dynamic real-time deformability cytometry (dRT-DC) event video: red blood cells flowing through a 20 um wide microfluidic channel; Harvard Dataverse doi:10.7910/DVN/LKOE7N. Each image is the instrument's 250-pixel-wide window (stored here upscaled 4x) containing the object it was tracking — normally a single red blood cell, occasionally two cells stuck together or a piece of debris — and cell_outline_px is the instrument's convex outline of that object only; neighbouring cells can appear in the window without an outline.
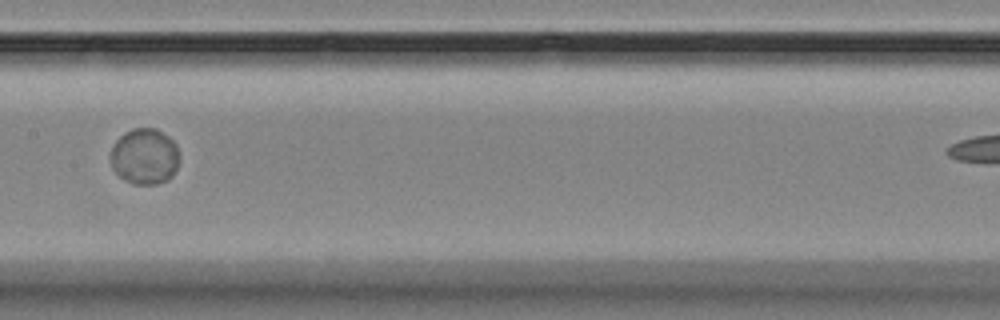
{"species": "Egyptian fruit bat (a non-hibernating species)", "species_latin": "Rousettus aegyptiacus", "temperature_condition": "room temperature", "stored_images_in_passage": 10, "camera_frame_rate_fps": 3000, "um_per_image_px": 0.085, "animal": {"sex": "female"}, "frame": {"image": 1, "passage_image": 4, "time_ms": 3.333, "image_size_px": [1000, 320], "cell_outline_px": [[180, 160], [172, 176], [168, 180], [156, 184], [132, 184], [124, 180], [112, 168], [108, 156], [112, 144], [124, 132], [132, 128], [156, 128], [168, 136], [176, 144], [180, 152]], "centroid_in_image_um": [12.28, 13.29], "position_along_channel_um": 195.1, "area_um2": 23.0}}
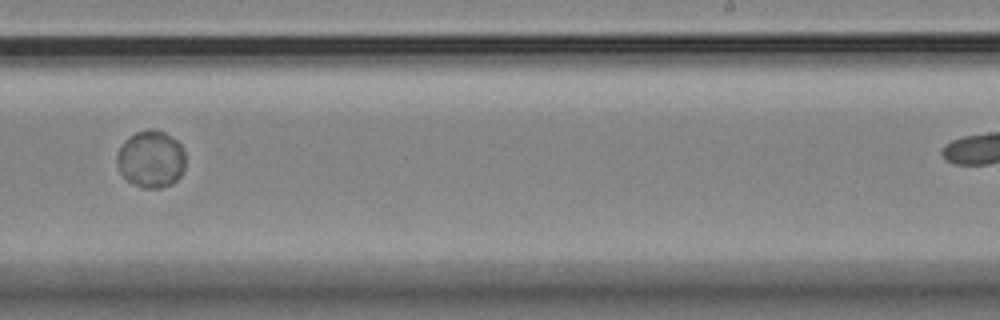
{"frame": {"image": 2, "passage_image": 6, "time_ms": 5.667, "image_size_px": [1000, 320], "cell_outline_px": [[184, 168], [180, 176], [172, 184], [160, 188], [140, 188], [128, 180], [120, 172], [116, 164], [116, 156], [124, 140], [128, 136], [136, 132], [152, 128], [164, 132], [176, 140], [180, 144], [184, 152]], "centroid_in_image_um": [12.81, 13.52], "position_along_channel_um": 276.2, "area_um2": 22.89}}
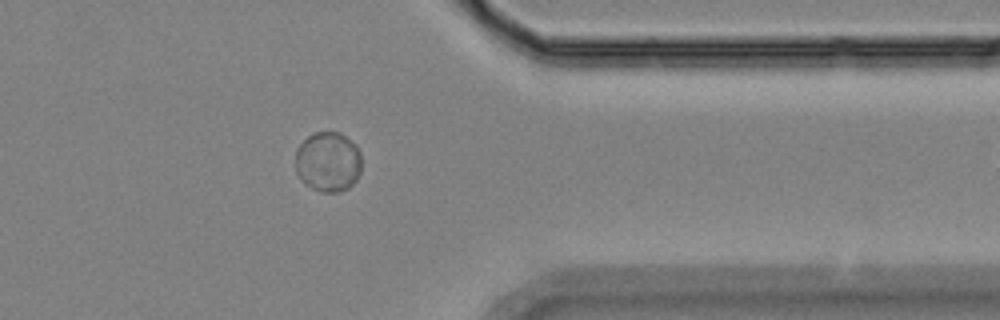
{"frame": {"image": 3, "passage_image": 9, "time_ms": 9.0, "image_size_px": [1000, 320], "cell_outline_px": [[360, 172], [356, 180], [348, 188], [336, 192], [320, 192], [304, 184], [300, 180], [296, 172], [296, 148], [308, 136], [316, 132], [340, 132], [356, 144], [360, 152]], "centroid_in_image_um": [27.87, 13.75], "position_along_channel_um": 383.5, "area_um2": 23.29}}